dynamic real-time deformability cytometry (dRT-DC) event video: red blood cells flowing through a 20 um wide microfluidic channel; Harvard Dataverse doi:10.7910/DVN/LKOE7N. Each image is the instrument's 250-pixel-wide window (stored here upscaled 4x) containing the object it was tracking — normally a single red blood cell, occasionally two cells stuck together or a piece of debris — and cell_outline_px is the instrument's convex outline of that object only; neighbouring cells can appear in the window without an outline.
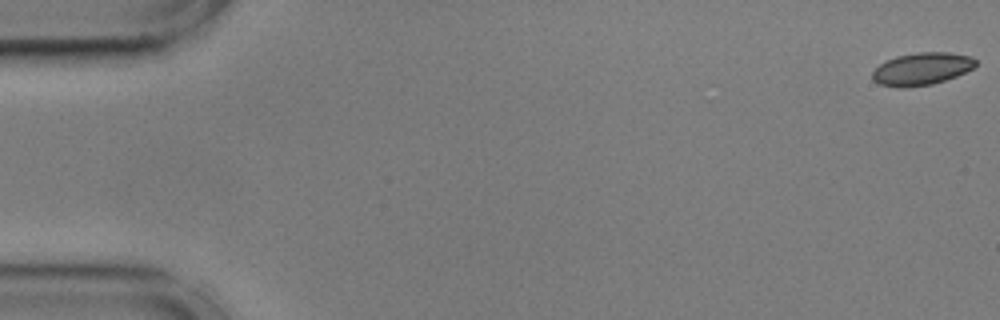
{"species": "common noctule bat (a hibernating species)", "species_latin": "Nyctalus noctula", "temperature_condition": "cold", "stored_images_in_passage": 19, "camera_frame_rate_fps": 3000, "um_per_image_px": 0.085, "animal": {"sex": "male", "body_mass_g": 17.9, "forearm_length_mm": 54.2}, "frame": {"image": 1, "passage_image": 1, "time_ms": 0.0, "image_size_px": [1000, 320], "cell_outline_px": [[976, 64], [972, 68], [956, 76], [932, 84], [908, 88], [900, 88], [880, 84], [872, 80], [872, 72], [880, 64], [896, 56], [916, 52], [948, 52], [972, 56], [976, 60]], "centroid_in_image_um": [78.33, 5.85], "position_along_channel_um": 6.7, "area_um2": 19.54}}
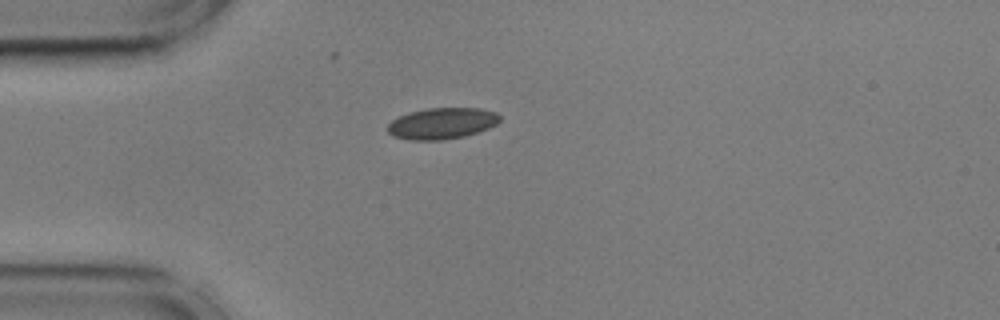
{"frame": {"image": 2, "passage_image": 15, "time_ms": 4.667, "image_size_px": [1000, 320], "cell_outline_px": [[500, 120], [496, 124], [488, 128], [464, 136], [440, 140], [408, 140], [392, 136], [388, 132], [388, 124], [392, 120], [408, 112], [428, 108], [480, 108], [496, 112], [500, 116]], "centroid_in_image_um": [37.55, 10.48], "position_along_channel_um": 47.5, "area_um2": 20.4}}